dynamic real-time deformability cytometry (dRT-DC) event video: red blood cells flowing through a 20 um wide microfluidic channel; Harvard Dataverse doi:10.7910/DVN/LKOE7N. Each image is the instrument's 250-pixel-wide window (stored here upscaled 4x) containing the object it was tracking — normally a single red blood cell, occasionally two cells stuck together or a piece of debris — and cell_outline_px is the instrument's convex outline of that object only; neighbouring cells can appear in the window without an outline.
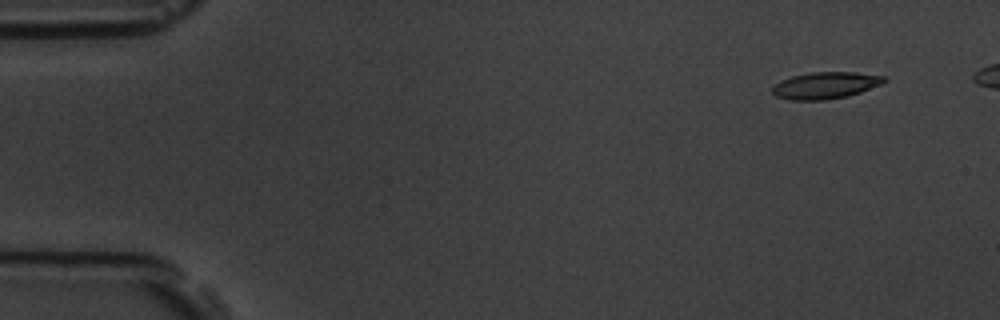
{"species": "common noctule bat (a hibernating species)", "species_latin": "Nyctalus noctula", "temperature_condition": "room temperature", "stored_images_in_passage": 7, "camera_frame_rate_fps": 3000, "um_per_image_px": 0.085, "animal": {"sex": "male", "body_mass_g": 19.5, "forearm_length_mm": 54.6}, "frame": {"image": 1, "passage_image": 2, "time_ms": 1.333, "image_size_px": [1000, 320], "cell_outline_px": [[888, 80], [884, 84], [848, 96], [824, 100], [792, 100], [776, 96], [772, 92], [772, 84], [780, 80], [792, 76], [812, 72], [852, 72], [884, 76]], "centroid_in_image_um": [70.16, 7.25], "position_along_channel_um": 14.8, "area_um2": 17.57}}
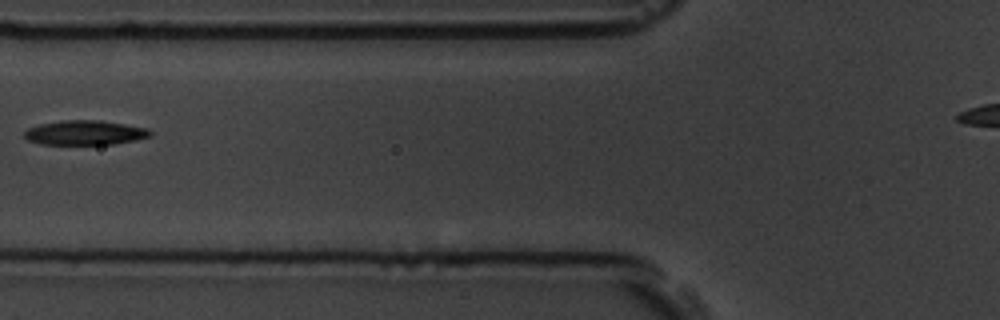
{"frame": {"image": 2, "passage_image": 7, "time_ms": 7.0, "image_size_px": [1000, 320], "cell_outline_px": [[152, 136], [136, 140], [112, 144], [40, 144], [28, 140], [24, 136], [24, 132], [28, 128], [40, 124], [64, 120], [100, 120], [148, 128], [152, 132]], "centroid_in_image_um": [7.24, 11.28], "position_along_channel_um": 118.6, "area_um2": 17.98}}